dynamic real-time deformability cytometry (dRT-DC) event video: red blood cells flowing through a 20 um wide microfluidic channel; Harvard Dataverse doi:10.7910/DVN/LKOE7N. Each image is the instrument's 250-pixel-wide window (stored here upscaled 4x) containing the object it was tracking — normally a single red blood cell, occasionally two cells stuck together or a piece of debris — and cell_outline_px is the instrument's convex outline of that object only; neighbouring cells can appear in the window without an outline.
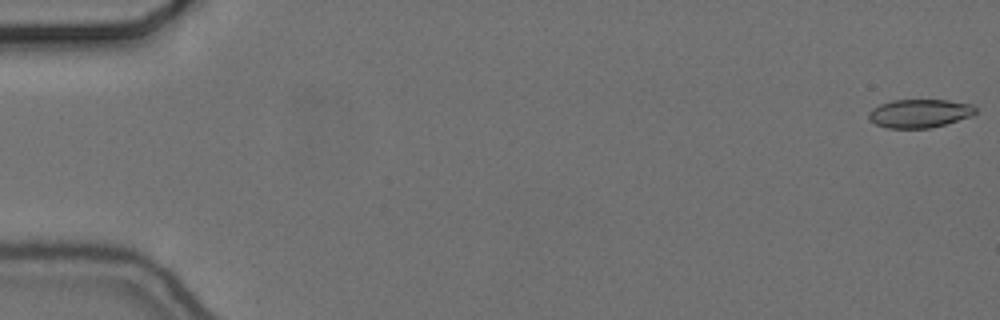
{"species": "common noctule bat (a hibernating species)", "species_latin": "Nyctalus noctula", "temperature_condition": "cold", "stored_images_in_passage": 9, "camera_frame_rate_fps": 3000, "um_per_image_px": 0.085, "animal": {"sex": "female", "body_mass_g": 24.6, "forearm_length_mm": 56.2}, "frame": {"image": 1, "passage_image": 1, "time_ms": 0.0, "image_size_px": [1000, 320], "cell_outline_px": [[976, 112], [972, 116], [944, 124], [928, 128], [888, 128], [876, 124], [868, 120], [868, 112], [872, 108], [880, 104], [892, 100], [948, 100], [972, 104], [976, 108]], "centroid_in_image_um": [78.14, 9.63], "position_along_channel_um": 6.9, "area_um2": 17.74}}